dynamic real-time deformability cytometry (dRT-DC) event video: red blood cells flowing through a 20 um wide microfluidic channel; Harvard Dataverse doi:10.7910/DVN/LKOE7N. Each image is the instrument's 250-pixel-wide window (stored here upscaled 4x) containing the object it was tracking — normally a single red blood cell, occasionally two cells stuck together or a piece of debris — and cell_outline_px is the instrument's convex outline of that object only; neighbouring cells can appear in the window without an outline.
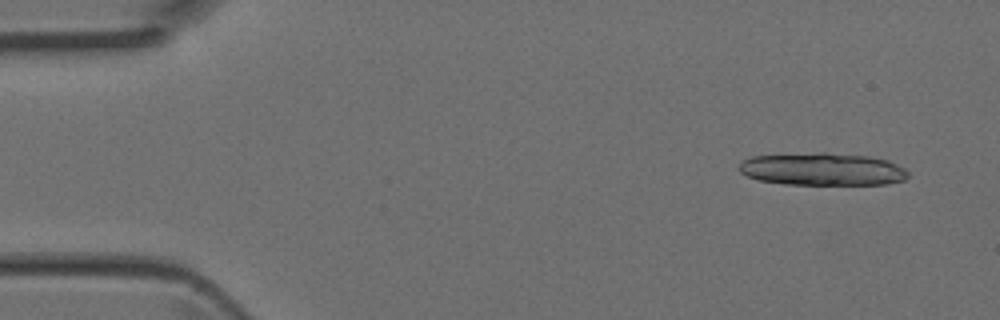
{"species": "Egyptian fruit bat (a non-hibernating species)", "species_latin": "Rousettus aegyptiacus", "temperature_condition": "room temperature", "stored_images_in_passage": 3, "camera_frame_rate_fps": 3000, "um_per_image_px": 0.085, "animal": {"sex": "female"}, "frame": {"image": 1, "passage_image": 1, "time_ms": 0.0, "image_size_px": [1000, 320], "cell_outline_px": [[908, 176], [904, 180], [888, 184], [784, 184], [760, 180], [748, 176], [740, 172], [740, 160], [752, 156], [820, 152], [824, 152], [868, 156], [888, 160], [904, 168], [908, 172]], "centroid_in_image_um": [69.91, 14.37], "position_along_channel_um": 15.1, "area_um2": 32.08}}